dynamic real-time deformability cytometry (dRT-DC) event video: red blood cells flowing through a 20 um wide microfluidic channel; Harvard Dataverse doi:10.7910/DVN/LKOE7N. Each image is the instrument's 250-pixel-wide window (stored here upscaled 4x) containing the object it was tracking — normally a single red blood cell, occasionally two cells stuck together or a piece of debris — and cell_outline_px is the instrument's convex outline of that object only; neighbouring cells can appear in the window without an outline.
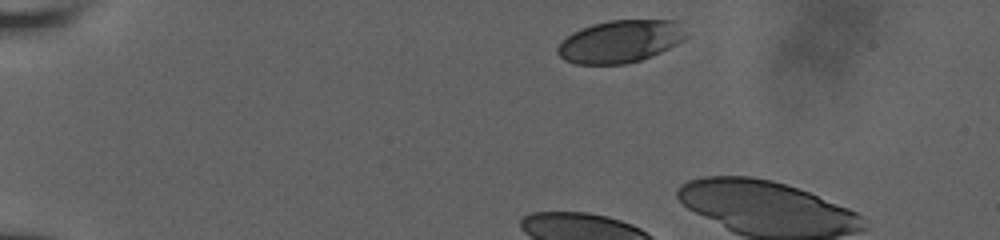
{"species": "human", "species_latin": "Homo sapiens", "temperature_condition": "room temperature", "stored_images_in_passage": 7, "camera_frame_rate_fps": 3000, "um_per_image_px": 0.085, "donor": {"sex": "male"}, "frame": {"image": 1, "passage_image": 1, "time_ms": 0.0, "image_size_px": [1000, 240], "cell_outline_px": [[688, 36], [684, 40], [652, 56], [640, 60], [624, 64], [576, 64], [564, 60], [556, 52], [556, 48], [572, 32], [580, 28], [592, 24], [608, 20], [680, 20]], "centroid_in_image_um": [52.75, 3.51], "position_along_channel_um": 32.3, "area_um2": 32.02}}